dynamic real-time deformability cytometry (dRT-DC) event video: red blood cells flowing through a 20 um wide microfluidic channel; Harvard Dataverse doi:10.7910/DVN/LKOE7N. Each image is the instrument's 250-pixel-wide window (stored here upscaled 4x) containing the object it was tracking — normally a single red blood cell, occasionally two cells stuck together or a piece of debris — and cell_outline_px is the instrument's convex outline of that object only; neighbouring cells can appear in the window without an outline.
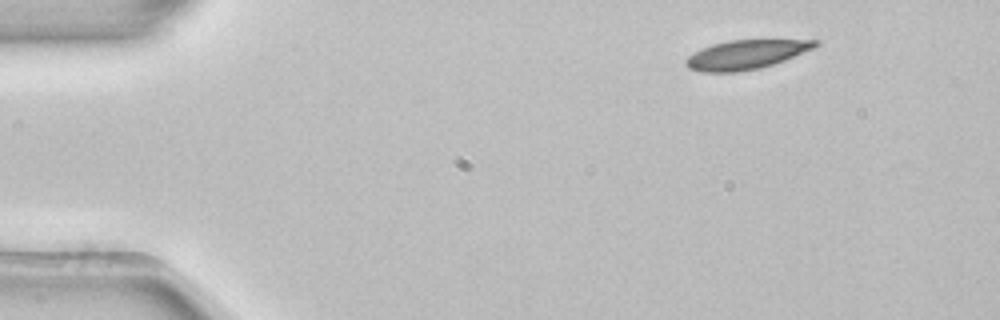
{"species": "common noctule bat (a hibernating species)", "species_latin": "Nyctalus noctula", "temperature_condition": "room temperature", "stored_images_in_passage": 4, "segment_of_instrument_passage": [2, 2], "camera_frame_rate_fps": 3000, "um_per_image_px": 0.085, "animal": {"sex": "female", "body_mass_g": 22.7, "forearm_length_mm": 54.2}, "frame": {"image": 1, "passage_image": 4, "time_ms": 1.0, "image_size_px": [1000, 320], "cell_outline_px": [[820, 44], [816, 48], [784, 60], [760, 68], [736, 72], [700, 72], [688, 68], [684, 64], [684, 60], [688, 56], [700, 48], [712, 44], [728, 40], [820, 40]], "centroid_in_image_um": [63.39, 4.64], "position_along_channel_um": 21.6, "area_um2": 22.14}}